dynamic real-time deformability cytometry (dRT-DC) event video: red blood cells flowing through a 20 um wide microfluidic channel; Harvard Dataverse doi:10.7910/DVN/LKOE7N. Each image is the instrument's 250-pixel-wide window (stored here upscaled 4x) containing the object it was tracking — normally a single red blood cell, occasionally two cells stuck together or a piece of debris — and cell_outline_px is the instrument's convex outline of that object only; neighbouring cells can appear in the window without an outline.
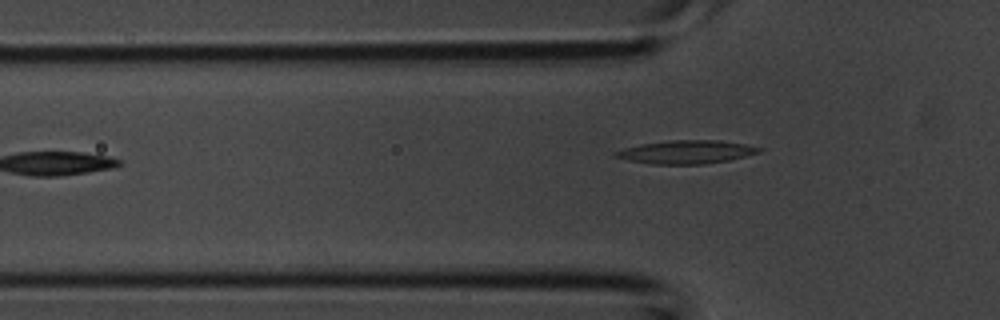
{"species": "common noctule bat (a hibernating species)", "species_latin": "Nyctalus noctula", "temperature_condition": "room temperature", "stored_images_in_passage": 4, "camera_frame_rate_fps": 3000, "um_per_image_px": 0.085, "animal": {"sex": "male", "body_mass_g": 20.1, "forearm_length_mm": 53.5}, "frame": {"image": 1, "passage_image": 4, "time_ms": 1.0, "image_size_px": [1000, 320], "cell_outline_px": [[764, 148], [760, 152], [728, 160], [704, 164], [652, 164], [628, 160], [612, 156], [612, 152], [624, 148], [640, 144], [668, 140], [720, 140], [744, 144]], "centroid_in_image_um": [58.3, 12.91], "position_along_channel_um": 67.5, "area_um2": 19.54}}